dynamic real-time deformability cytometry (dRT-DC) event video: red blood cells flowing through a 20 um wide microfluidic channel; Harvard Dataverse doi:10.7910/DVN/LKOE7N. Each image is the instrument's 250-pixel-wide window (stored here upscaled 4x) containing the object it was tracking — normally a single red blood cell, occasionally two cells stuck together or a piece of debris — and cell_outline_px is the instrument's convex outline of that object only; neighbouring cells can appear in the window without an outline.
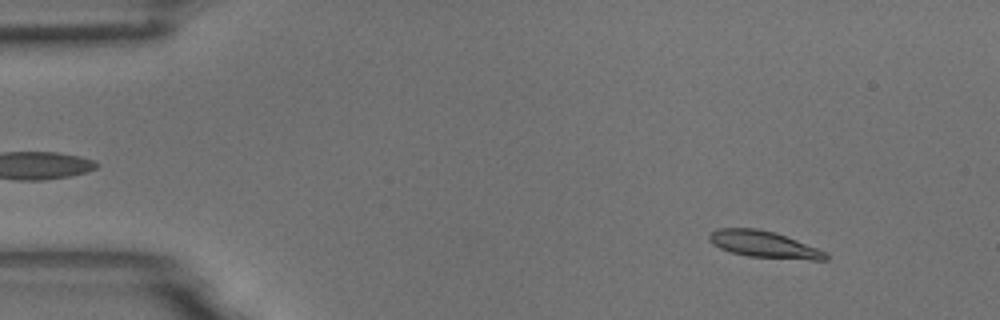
{"species": "common noctule bat (a hibernating species)", "species_latin": "Nyctalus noctula", "temperature_condition": "room temperature", "stored_images_in_passage": 4, "camera_frame_rate_fps": 3000, "um_per_image_px": 0.085, "animal": {"sex": "male", "body_mass_g": 18.8}, "frame": {"image": 1, "passage_image": 1, "time_ms": 0.0, "image_size_px": [1000, 320], "cell_outline_px": [[828, 260], [812, 260], [748, 256], [732, 252], [720, 248], [712, 244], [708, 240], [708, 236], [716, 228], [756, 228], [772, 232], [796, 240], [828, 252]], "centroid_in_image_um": [64.93, 20.78], "position_along_channel_um": 20.1, "area_um2": 17.92}}